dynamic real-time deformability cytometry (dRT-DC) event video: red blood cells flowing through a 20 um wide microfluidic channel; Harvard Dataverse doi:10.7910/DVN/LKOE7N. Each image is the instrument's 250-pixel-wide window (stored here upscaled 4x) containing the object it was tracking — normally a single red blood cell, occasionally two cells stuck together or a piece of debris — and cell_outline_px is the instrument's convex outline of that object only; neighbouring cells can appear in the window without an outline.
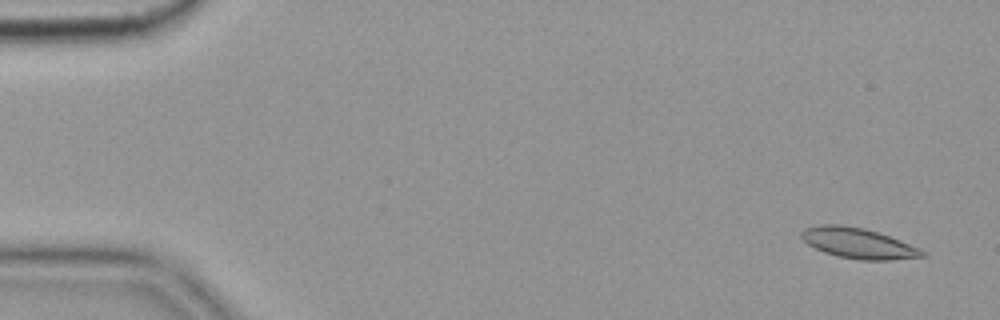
{"species": "common noctule bat (a hibernating species)", "species_latin": "Nyctalus noctula", "temperature_condition": "cold", "stored_images_in_passage": 4, "camera_frame_rate_fps": 3000, "um_per_image_px": 0.085, "animal": {"sex": "female", "body_mass_g": 19.9}, "frame": {"image": 1, "passage_image": 1, "time_ms": 0.0, "image_size_px": [1000, 320], "cell_outline_px": [[928, 256], [892, 260], [860, 260], [836, 256], [824, 252], [808, 244], [800, 236], [800, 232], [804, 228], [820, 224], [840, 224], [864, 228], [900, 240], [920, 248]], "centroid_in_image_um": [72.94, 20.67], "position_along_channel_um": 12.1, "area_um2": 21.5}}
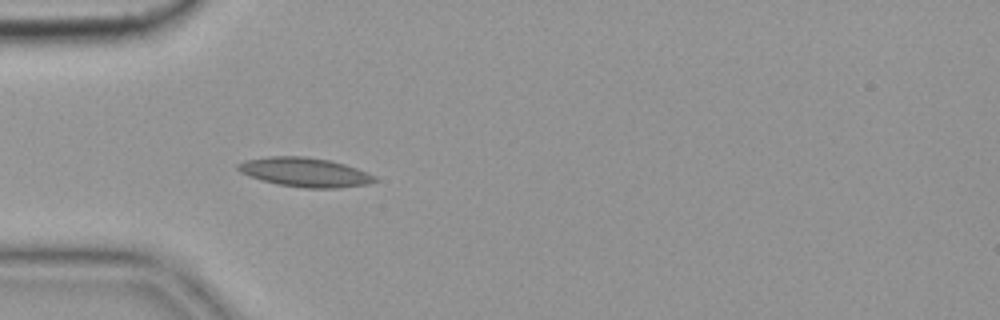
{"frame": {"image": 2, "passage_image": 4, "time_ms": 1.0, "image_size_px": [1000, 320], "cell_outline_px": [[376, 180], [368, 184], [336, 188], [304, 188], [276, 184], [240, 172], [236, 168], [236, 164], [244, 160], [268, 156], [304, 156], [328, 160], [344, 164], [356, 168], [376, 176]], "centroid_in_image_um": [25.89, 14.63], "position_along_channel_um": 59.1, "area_um2": 23.12}}